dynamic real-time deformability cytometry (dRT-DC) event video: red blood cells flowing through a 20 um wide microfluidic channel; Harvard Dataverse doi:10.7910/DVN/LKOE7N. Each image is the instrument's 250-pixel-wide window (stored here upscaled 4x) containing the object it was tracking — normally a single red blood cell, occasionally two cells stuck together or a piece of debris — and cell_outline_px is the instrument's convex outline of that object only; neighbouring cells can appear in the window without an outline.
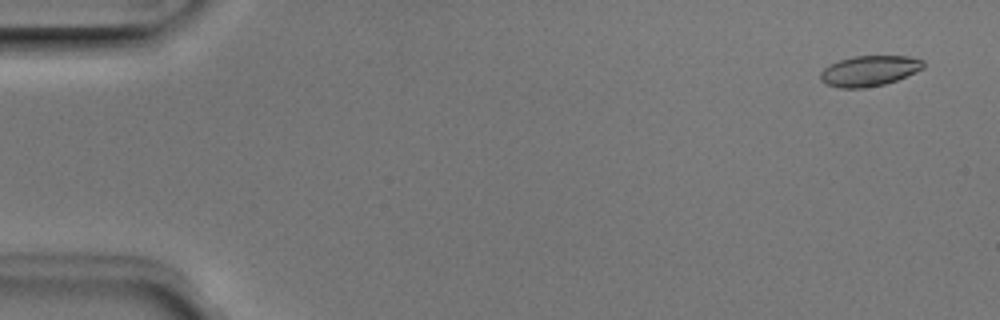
{"species": "Egyptian fruit bat (a non-hibernating species)", "species_latin": "Rousettus aegyptiacus", "temperature_condition": "room temperature", "stored_images_in_passage": 51, "camera_frame_rate_fps": 3000, "um_per_image_px": 0.085, "animal": {"sex": "male"}, "frame": {"image": 1, "passage_image": 3, "time_ms": 0.667, "image_size_px": [1000, 320], "cell_outline_px": [[924, 68], [916, 72], [896, 80], [884, 84], [864, 88], [840, 88], [828, 84], [820, 80], [820, 72], [828, 64], [852, 56], [908, 56], [924, 60]], "centroid_in_image_um": [73.88, 6.01], "position_along_channel_um": 11.1, "area_um2": 18.32}}
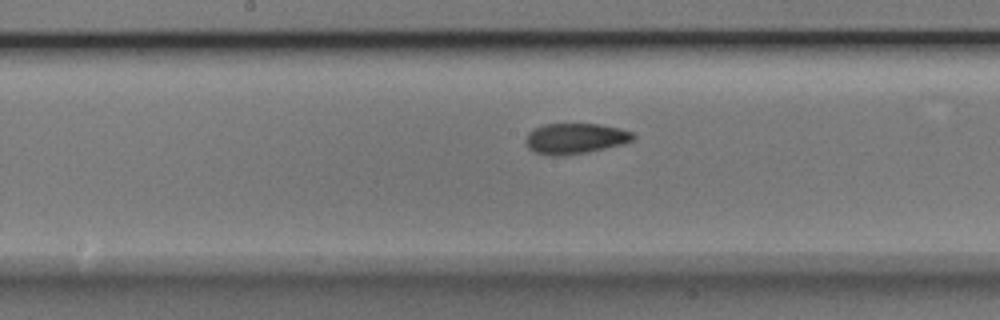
{"frame": {"image": 2, "passage_image": 27, "time_ms": 8.667, "image_size_px": [1000, 320], "cell_outline_px": [[636, 136], [632, 140], [624, 144], [584, 152], [536, 152], [528, 148], [524, 140], [528, 132], [532, 128], [544, 124], [600, 124], [620, 128], [632, 132]], "centroid_in_image_um": [48.92, 11.7], "position_along_channel_um": 199.3, "area_um2": 18.38}}
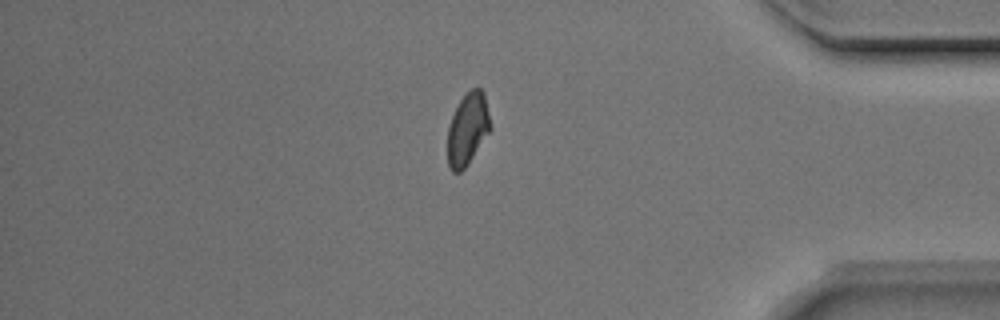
{"frame": {"image": 3, "passage_image": 44, "time_ms": 14.333, "image_size_px": [1000, 320], "cell_outline_px": [[492, 128], [468, 164], [460, 172], [452, 172], [448, 164], [448, 128], [452, 116], [460, 100], [472, 88], [480, 88], [484, 92]], "centroid_in_image_um": [39.76, 10.97], "position_along_channel_um": 395.4, "area_um2": 17.86}}